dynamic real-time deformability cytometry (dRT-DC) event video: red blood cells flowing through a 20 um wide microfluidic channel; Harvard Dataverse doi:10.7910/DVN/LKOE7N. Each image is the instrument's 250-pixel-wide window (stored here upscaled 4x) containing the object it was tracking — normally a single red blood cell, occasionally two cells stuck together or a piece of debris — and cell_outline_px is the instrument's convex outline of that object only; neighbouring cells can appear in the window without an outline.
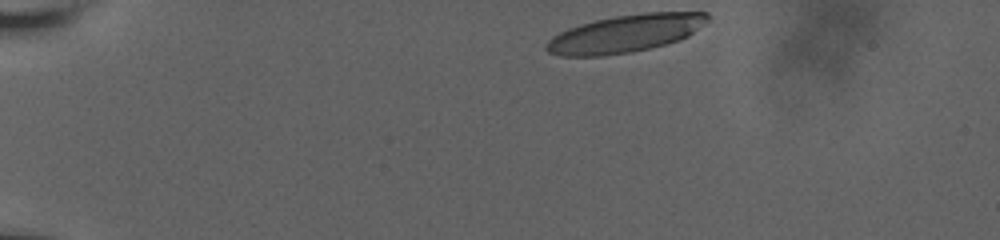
{"species": "human", "species_latin": "Homo sapiens", "temperature_condition": "room temperature", "stored_images_in_passage": 39, "camera_frame_rate_fps": 3000, "um_per_image_px": 0.085, "donor": {"sex": "male"}, "frame": {"image": 1, "passage_image": 1, "time_ms": 0.0, "image_size_px": [1000, 240], "cell_outline_px": [[708, 20], [688, 36], [680, 40], [632, 52], [600, 56], [560, 56], [548, 52], [544, 48], [544, 44], [552, 36], [568, 28], [580, 24], [596, 20], [616, 16], [644, 12], [708, 12]], "centroid_in_image_um": [53.11, 2.85], "position_along_channel_um": 31.9, "area_um2": 35.2}}
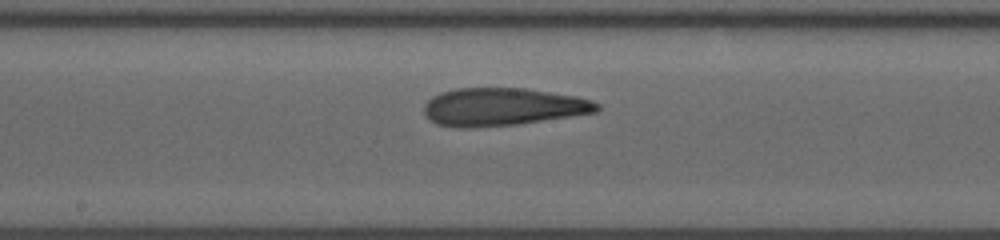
{"frame": {"image": 2, "passage_image": 22, "time_ms": 7.0, "image_size_px": [1000, 240], "cell_outline_px": [[600, 108], [596, 112], [516, 124], [472, 128], [460, 128], [436, 124], [424, 112], [424, 104], [432, 96], [440, 92], [456, 88], [524, 88], [576, 96], [592, 100], [600, 104]], "centroid_in_image_um": [42.7, 9.08], "position_along_channel_um": 205.5, "area_um2": 37.97}}
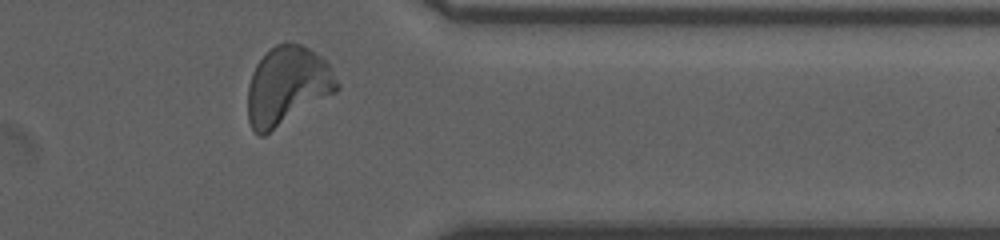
{"frame": {"image": 3, "passage_image": 37, "time_ms": 12.0, "image_size_px": [1000, 240], "cell_outline_px": [[340, 88], [336, 92], [264, 136], [260, 136], [252, 128], [248, 120], [248, 84], [252, 72], [256, 64], [276, 44], [300, 44], [308, 48], [320, 56], [328, 64], [340, 84]], "centroid_in_image_um": [24.41, 7.32], "position_along_channel_um": 387.0, "area_um2": 40.34}, "authors_computed_cell_mechanics": {"area_um2": 37.6278, "velocity_mm_per_s": 3.7676, "shape_relaxation_time_tau1_ms": 7.1548, "shape_relaxation_time_tau2_ms": 1.9914, "deformation_change_tau1": 0.2405, "deformation_change_tau2": 0.1047}}